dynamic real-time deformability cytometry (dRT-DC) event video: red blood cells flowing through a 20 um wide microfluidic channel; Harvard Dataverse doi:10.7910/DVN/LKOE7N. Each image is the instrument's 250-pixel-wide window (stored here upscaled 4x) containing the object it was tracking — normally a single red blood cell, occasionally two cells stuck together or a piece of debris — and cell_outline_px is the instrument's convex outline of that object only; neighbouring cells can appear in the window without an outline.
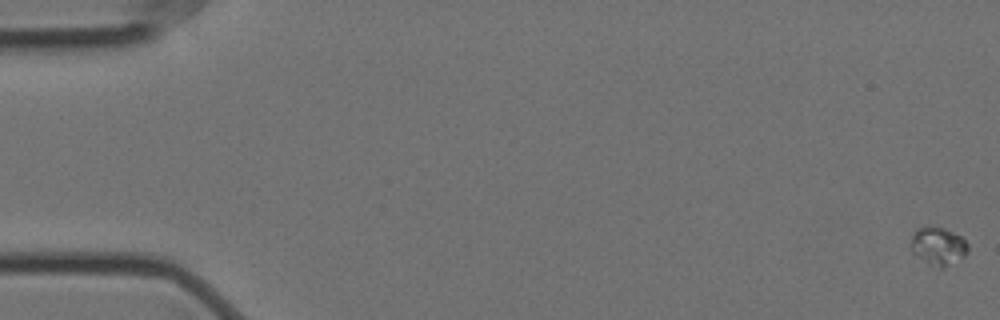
{"species": "Egyptian fruit bat (a non-hibernating species)", "species_latin": "Rousettus aegyptiacus", "temperature_condition": "cold", "stored_images_in_passage": 60, "camera_frame_rate_fps": 3000, "um_per_image_px": 0.085, "animal": {"sex": "female"}, "frame": {"image": 1, "passage_image": 1, "time_ms": 0.0, "image_size_px": [1000, 320], "cell_outline_px": [[968, 252], [964, 256], [944, 268], [940, 268], [928, 264], [912, 252], [912, 236], [916, 228], [944, 228], [960, 236], [968, 244]], "centroid_in_image_um": [79.76, 20.95], "position_along_channel_um": 5.2, "area_um2": 12.31}}
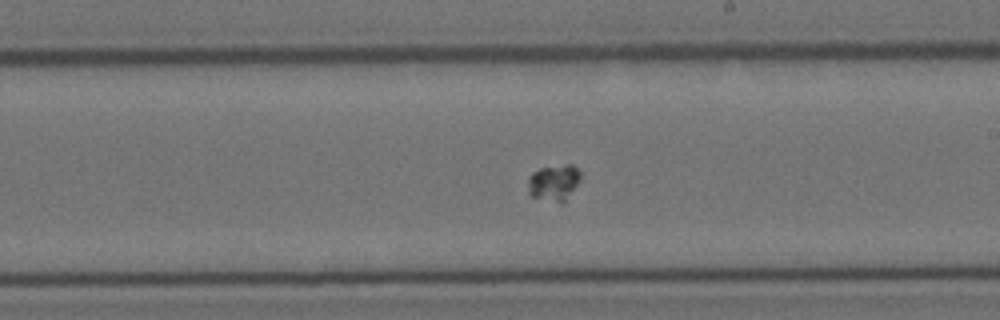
{"frame": {"image": 2, "passage_image": 35, "time_ms": 11.333, "image_size_px": [1000, 320], "cell_outline_px": [[580, 180], [564, 200], [560, 204], [532, 196], [528, 192], [528, 176], [532, 172], [540, 168], [564, 164], [572, 164], [580, 172]], "centroid_in_image_um": [47.05, 15.5], "position_along_channel_um": 242.0, "area_um2": 11.04}}
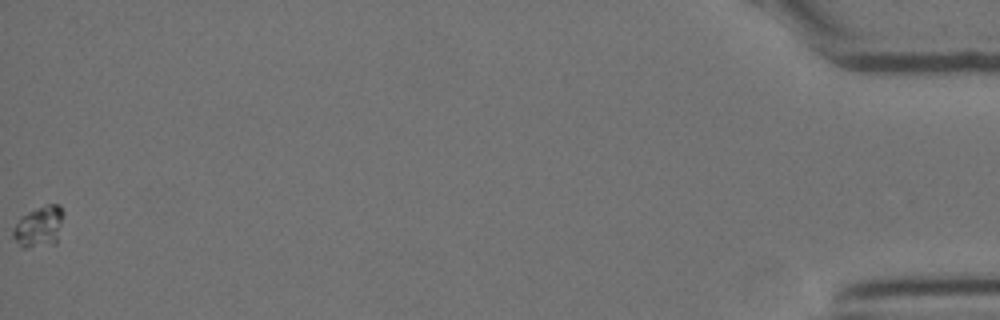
{"frame": {"image": 3, "passage_image": 60, "time_ms": 19.667, "image_size_px": [1000, 320], "cell_outline_px": [[60, 224], [56, 244], [28, 248], [24, 248], [12, 236], [12, 232], [20, 216], [28, 212], [48, 204], [60, 204]], "centroid_in_image_um": [3.27, 19.29], "position_along_channel_um": 431.9, "area_um2": 11.62}}